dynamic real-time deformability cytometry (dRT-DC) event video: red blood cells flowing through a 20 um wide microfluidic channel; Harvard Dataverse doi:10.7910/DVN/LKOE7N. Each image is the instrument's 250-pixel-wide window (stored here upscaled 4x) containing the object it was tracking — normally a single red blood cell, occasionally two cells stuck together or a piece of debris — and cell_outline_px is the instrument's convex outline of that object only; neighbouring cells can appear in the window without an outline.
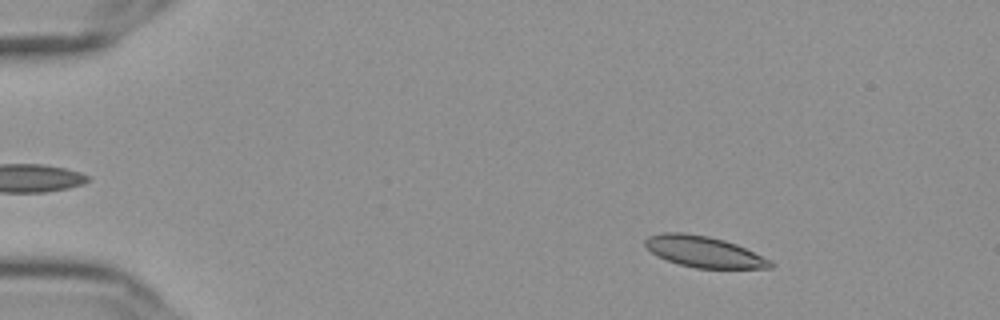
{"species": "Egyptian fruit bat (a non-hibernating species)", "species_latin": "Rousettus aegyptiacus", "temperature_condition": "cold", "stored_images_in_passage": 56, "camera_frame_rate_fps": 3000, "um_per_image_px": 0.085, "frame": {"image": 1, "passage_image": 8, "time_ms": 2.333, "image_size_px": [1000, 320], "cell_outline_px": [[772, 268], [696, 268], [680, 264], [668, 260], [652, 252], [644, 244], [644, 240], [648, 236], [664, 232], [684, 232], [708, 236], [724, 240], [736, 244], [768, 260], [772, 264]], "centroid_in_image_um": [59.78, 21.38], "position_along_channel_um": 25.2, "area_um2": 22.2}}
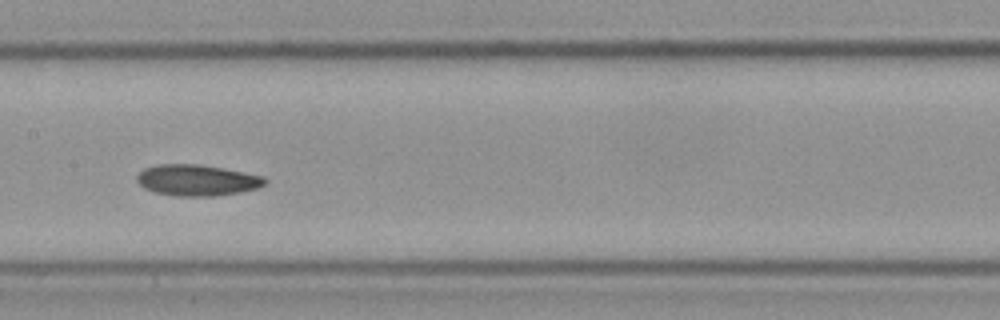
{"frame": {"image": 2, "passage_image": 29, "time_ms": 9.333, "image_size_px": [1000, 320], "cell_outline_px": [[268, 180], [260, 188], [240, 192], [216, 196], [176, 196], [156, 192], [144, 188], [136, 180], [136, 176], [144, 168], [156, 164], [196, 164], [224, 168], [264, 176]], "centroid_in_image_um": [16.76, 15.31], "position_along_channel_um": 190.6, "area_um2": 23.35}}
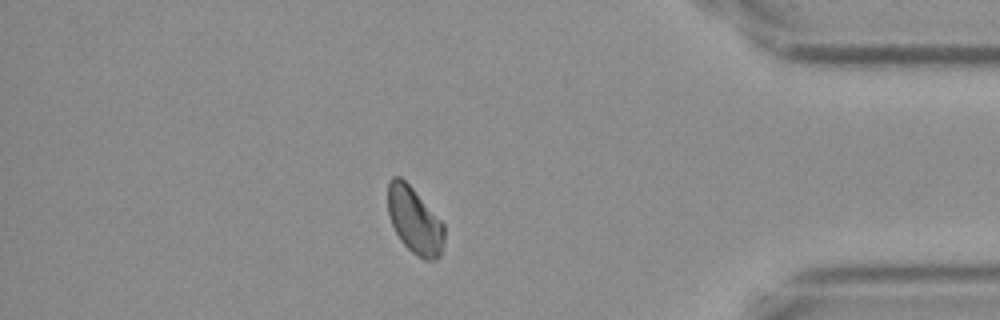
{"frame": {"image": 3, "passage_image": 49, "time_ms": 16.0, "image_size_px": [1000, 320], "cell_outline_px": [[444, 244], [440, 256], [436, 260], [424, 260], [412, 252], [400, 240], [392, 224], [388, 212], [388, 180], [392, 176], [400, 176], [412, 188], [444, 224]], "centroid_in_image_um": [35.24, 18.76], "position_along_channel_um": 400.0, "area_um2": 21.73}, "authors_computed_cell_mechanics": {"area_um2": 22.542, "velocity_mm_per_s": 3.5942, "shape_relaxation_time_tau1_ms": 5.7067, "shape_relaxation_time_tau2_ms": 4.8587, "deformation_change_tau1": 0.1032, "deformation_change_tau2": 0.0823}}